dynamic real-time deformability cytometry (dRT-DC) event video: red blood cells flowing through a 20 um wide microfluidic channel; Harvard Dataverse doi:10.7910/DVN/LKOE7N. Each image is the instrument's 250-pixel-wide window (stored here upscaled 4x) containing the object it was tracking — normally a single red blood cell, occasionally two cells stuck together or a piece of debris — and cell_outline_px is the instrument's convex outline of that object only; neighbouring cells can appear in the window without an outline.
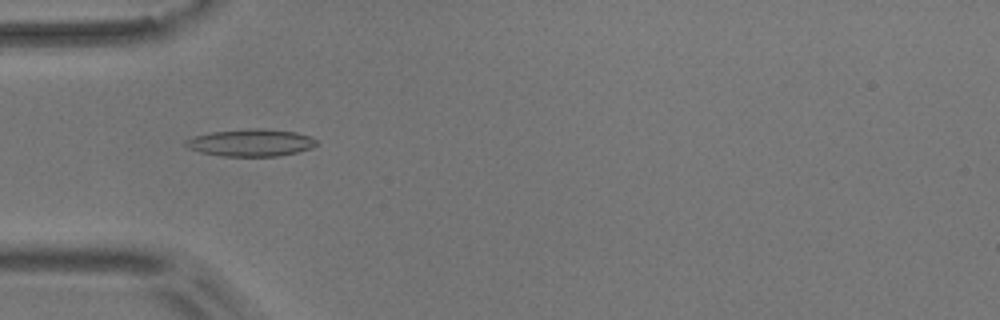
{"species": "common noctule bat (a hibernating species)", "species_latin": "Nyctalus noctula", "temperature_condition": "room temperature", "stored_images_in_passage": 55, "camera_frame_rate_fps": 3000, "um_per_image_px": 0.085, "animal": {"sex": "male", "body_mass_g": 17.9}, "frame": {"image": 1, "passage_image": 17, "time_ms": 5.333, "image_size_px": [1000, 320], "cell_outline_px": [[320, 144], [312, 148], [280, 156], [224, 156], [200, 152], [188, 148], [184, 144], [184, 140], [196, 136], [212, 132], [252, 128], [264, 128], [296, 132], [312, 136]], "centroid_in_image_um": [21.37, 12.12], "position_along_channel_um": 63.6, "area_um2": 20.87}}
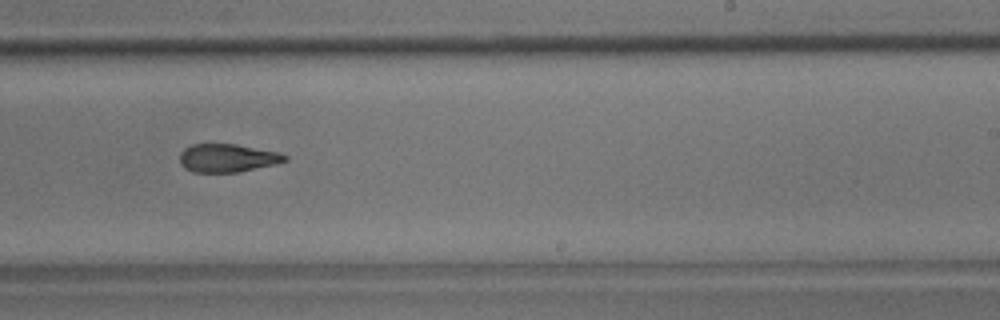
{"frame": {"image": 2, "passage_image": 34, "time_ms": 11.0, "image_size_px": [1000, 320], "cell_outline_px": [[288, 160], [276, 164], [240, 172], [192, 172], [184, 168], [180, 164], [180, 152], [184, 148], [192, 144], [236, 144], [280, 152], [288, 156]], "centroid_in_image_um": [19.34, 13.43], "position_along_channel_um": 269.7, "area_um2": 17.51}}
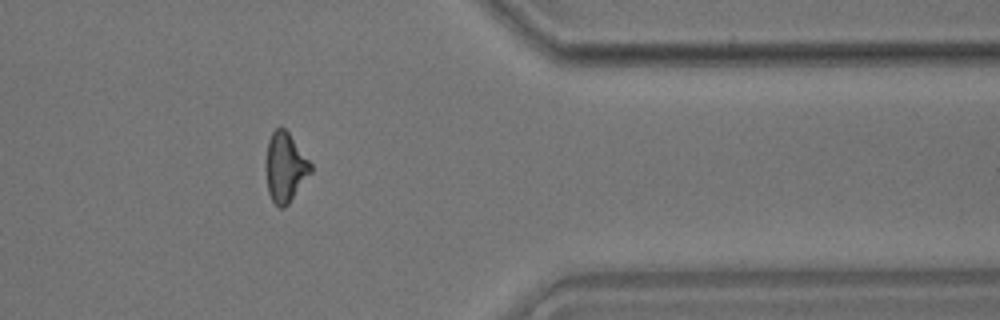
{"frame": {"image": 3, "passage_image": 45, "time_ms": 14.667, "image_size_px": [1000, 320], "cell_outline_px": [[312, 172], [288, 204], [284, 208], [280, 208], [272, 200], [268, 192], [268, 140], [272, 132], [276, 128], [284, 128], [288, 132], [312, 164]], "centroid_in_image_um": [24.29, 14.23], "position_along_channel_um": 387.1, "area_um2": 17.51}, "authors_computed_cell_mechanics": {"area_um2": 18.496, "velocity_mm_per_s": 3.6485, "shape_relaxation_time_tau1_ms": 6.6133, "shape_relaxation_time_tau2_ms": 4.497, "deformation_change_tau1": 0.1837, "deformation_change_tau2": 0.1394}}